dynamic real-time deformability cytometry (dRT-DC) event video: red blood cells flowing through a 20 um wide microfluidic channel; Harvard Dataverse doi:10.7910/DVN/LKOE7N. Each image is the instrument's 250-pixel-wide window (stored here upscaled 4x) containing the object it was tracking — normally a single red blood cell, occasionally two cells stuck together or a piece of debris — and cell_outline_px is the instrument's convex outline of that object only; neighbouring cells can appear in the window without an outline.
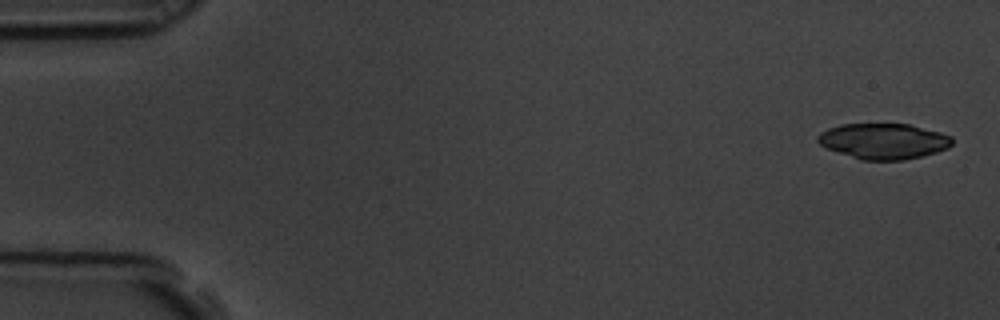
{"species": "common noctule bat (a hibernating species)", "species_latin": "Nyctalus noctula", "temperature_condition": "room temperature", "stored_images_in_passage": 5, "camera_frame_rate_fps": 3000, "um_per_image_px": 0.085, "animal": {"sex": "male", "body_mass_g": 19.5, "forearm_length_mm": 54.6}, "frame": {"image": 1, "passage_image": 1, "time_ms": 0.0, "image_size_px": [1000, 320], "cell_outline_px": [[952, 144], [948, 148], [936, 152], [904, 160], [860, 160], [828, 148], [820, 144], [816, 140], [816, 136], [820, 132], [828, 128], [840, 124], [908, 124], [940, 132], [952, 136]], "centroid_in_image_um": [75.09, 11.99], "position_along_channel_um": 9.9, "area_um2": 27.86}}